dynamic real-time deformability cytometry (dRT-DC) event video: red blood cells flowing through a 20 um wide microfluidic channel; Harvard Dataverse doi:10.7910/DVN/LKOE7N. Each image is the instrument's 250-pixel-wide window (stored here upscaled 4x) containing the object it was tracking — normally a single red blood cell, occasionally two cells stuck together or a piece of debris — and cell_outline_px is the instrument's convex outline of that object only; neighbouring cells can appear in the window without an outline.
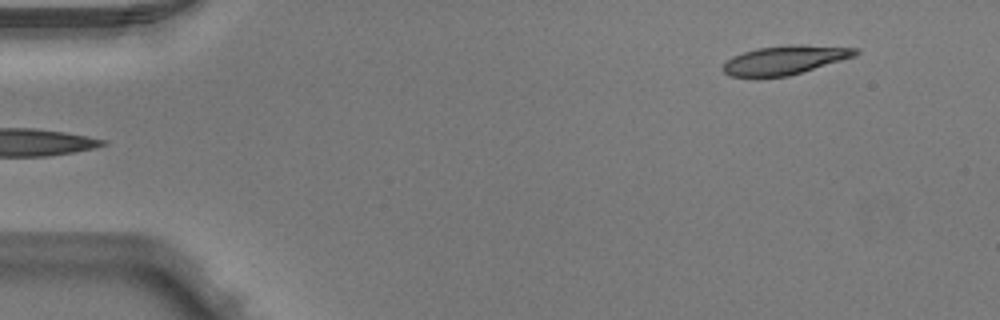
{"species": "Egyptian fruit bat (a non-hibernating species)", "species_latin": "Rousettus aegyptiacus", "temperature_condition": "warm", "stored_images_in_passage": 5, "segment_of_instrument_passage": [2, 2], "camera_frame_rate_fps": 3000, "um_per_image_px": 0.085, "animal": {"sex": "male"}, "frame": {"image": 1, "passage_image": 5, "time_ms": 1.333, "image_size_px": [1000, 320], "cell_outline_px": [[860, 52], [856, 56], [788, 76], [728, 76], [720, 68], [732, 56], [756, 48], [788, 44], [800, 44], [860, 48]], "centroid_in_image_um": [66.75, 5.08], "position_along_channel_um": 18.3, "area_um2": 22.31}}